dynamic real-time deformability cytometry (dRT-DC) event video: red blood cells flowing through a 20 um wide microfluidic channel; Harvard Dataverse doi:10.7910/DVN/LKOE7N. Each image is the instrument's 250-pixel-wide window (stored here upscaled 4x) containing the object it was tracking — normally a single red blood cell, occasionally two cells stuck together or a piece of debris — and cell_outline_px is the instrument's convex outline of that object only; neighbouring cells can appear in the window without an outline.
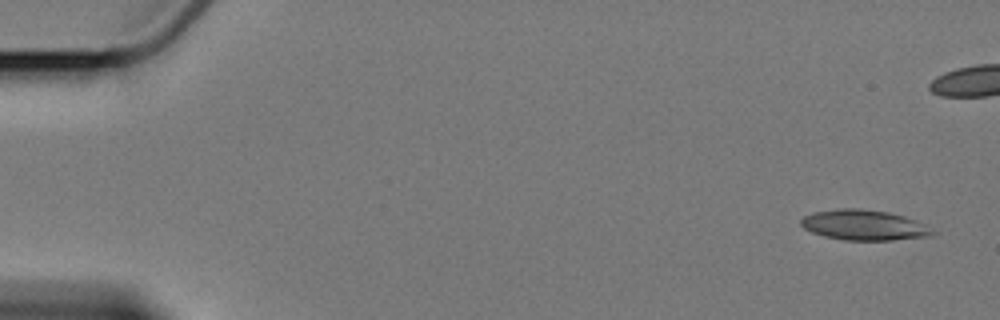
{"species": "Egyptian fruit bat (a non-hibernating species)", "species_latin": "Rousettus aegyptiacus", "temperature_condition": "cold", "stored_images_in_passage": 6, "camera_frame_rate_fps": 3000, "um_per_image_px": 0.085, "animal": {"sex": "female"}, "frame": {"image": 1, "passage_image": 1, "time_ms": 0.0, "image_size_px": [1000, 320], "cell_outline_px": [[936, 232], [932, 236], [892, 240], [844, 240], [824, 236], [812, 232], [804, 228], [800, 224], [800, 220], [804, 216], [816, 212], [840, 208], [860, 208], [888, 212], [904, 216], [916, 220], [924, 224]], "centroid_in_image_um": [73.46, 19.13], "position_along_channel_um": 11.5, "area_um2": 23.24}}